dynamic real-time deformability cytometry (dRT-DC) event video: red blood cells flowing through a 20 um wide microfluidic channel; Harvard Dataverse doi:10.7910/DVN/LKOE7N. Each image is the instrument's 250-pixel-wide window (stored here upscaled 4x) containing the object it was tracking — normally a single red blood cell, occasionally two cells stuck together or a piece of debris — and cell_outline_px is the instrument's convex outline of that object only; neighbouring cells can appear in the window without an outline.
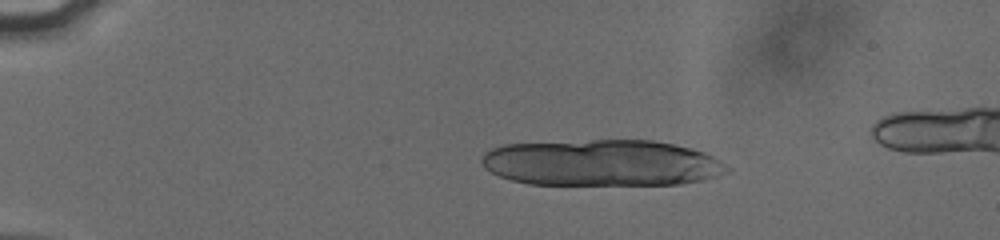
{"species": "human", "species_latin": "Homo sapiens", "temperature_condition": "cold", "stored_images_in_passage": 11, "camera_frame_rate_fps": 3000, "um_per_image_px": 0.085, "donor": {"sex": "male"}, "frame": {"image": 1, "passage_image": 2, "time_ms": 0.333, "image_size_px": [1000, 240], "cell_outline_px": [[732, 168], [728, 172], [704, 180], [680, 184], [528, 184], [512, 180], [500, 176], [484, 168], [480, 160], [484, 152], [492, 148], [504, 144], [592, 140], [652, 140], [672, 144], [704, 152], [720, 160]], "centroid_in_image_um": [51.15, 13.84], "position_along_channel_um": 33.8, "area_um2": 66.35}}